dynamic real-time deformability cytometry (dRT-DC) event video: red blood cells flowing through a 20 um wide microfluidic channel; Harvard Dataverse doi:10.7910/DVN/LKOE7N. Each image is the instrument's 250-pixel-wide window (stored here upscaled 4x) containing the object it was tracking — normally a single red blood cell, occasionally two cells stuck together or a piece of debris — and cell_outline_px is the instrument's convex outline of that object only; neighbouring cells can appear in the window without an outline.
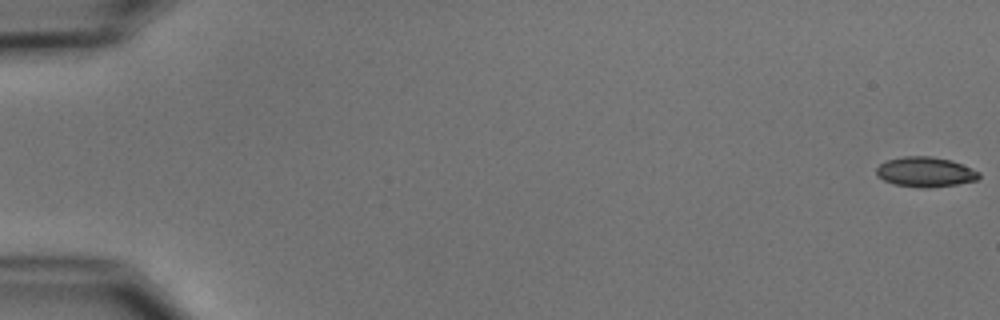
{"species": "common noctule bat (a hibernating species)", "species_latin": "Nyctalus noctula", "temperature_condition": "cold", "stored_images_in_passage": 55, "camera_frame_rate_fps": 3000, "um_per_image_px": 0.085, "animal": {"sex": "male", "body_mass_g": 15.6}, "frame": {"image": 1, "passage_image": 1, "time_ms": 0.0, "image_size_px": [1000, 320], "cell_outline_px": [[980, 176], [976, 180], [956, 184], [928, 188], [924, 188], [896, 184], [884, 180], [876, 172], [876, 168], [880, 164], [888, 160], [904, 156], [932, 156], [952, 160], [980, 172]], "centroid_in_image_um": [78.67, 14.6], "position_along_channel_um": 6.3, "area_um2": 17.69}}
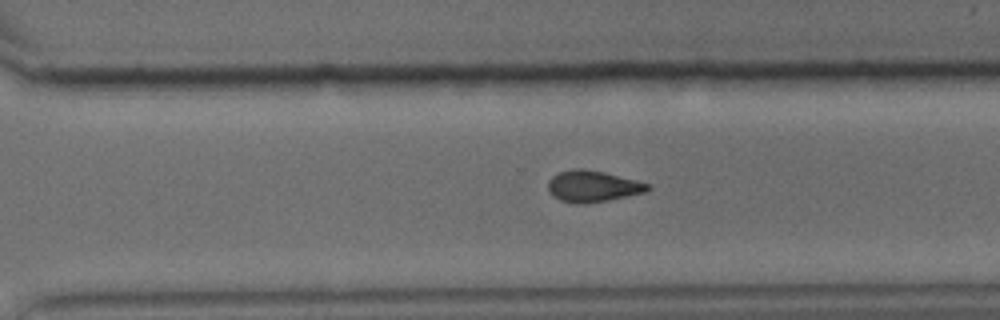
{"frame": {"image": 2, "passage_image": 39, "time_ms": 12.667, "image_size_px": [1000, 320], "cell_outline_px": [[652, 188], [648, 192], [608, 200], [584, 204], [576, 204], [560, 200], [552, 196], [548, 192], [548, 180], [552, 176], [560, 172], [572, 168], [584, 168], [604, 172], [652, 184]], "centroid_in_image_um": [50.4, 15.83], "position_along_channel_um": 320.2, "area_um2": 18.55}}
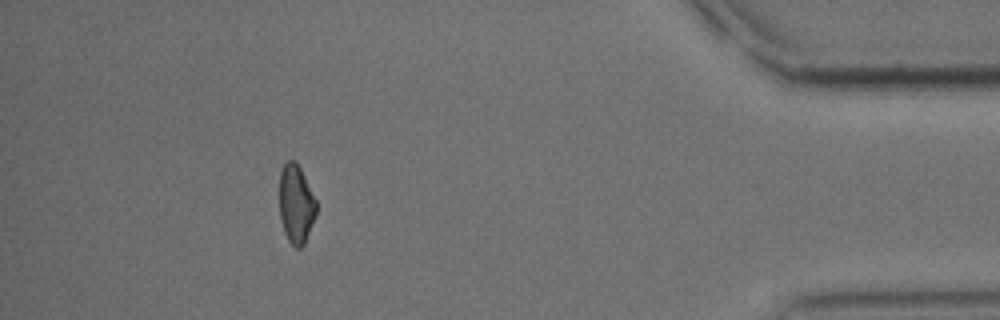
{"frame": {"image": 3, "passage_image": 50, "time_ms": 16.333, "image_size_px": [1000, 320], "cell_outline_px": [[316, 216], [304, 244], [300, 248], [296, 248], [288, 240], [284, 232], [280, 220], [280, 172], [284, 164], [288, 160], [296, 160], [316, 200]], "centroid_in_image_um": [25.16, 17.35], "position_along_channel_um": 410.0, "area_um2": 16.88}, "authors_computed_cell_mechanics": {"area_um2": 18.0914, "velocity_mm_per_s": 3.7578, "shape_relaxation_time_tau1_ms": 3.8107, "shape_relaxation_time_tau2_ms": 8.9605, "deformation_change_tau1": 0.0999, "deformation_change_tau2": 0.1589}}